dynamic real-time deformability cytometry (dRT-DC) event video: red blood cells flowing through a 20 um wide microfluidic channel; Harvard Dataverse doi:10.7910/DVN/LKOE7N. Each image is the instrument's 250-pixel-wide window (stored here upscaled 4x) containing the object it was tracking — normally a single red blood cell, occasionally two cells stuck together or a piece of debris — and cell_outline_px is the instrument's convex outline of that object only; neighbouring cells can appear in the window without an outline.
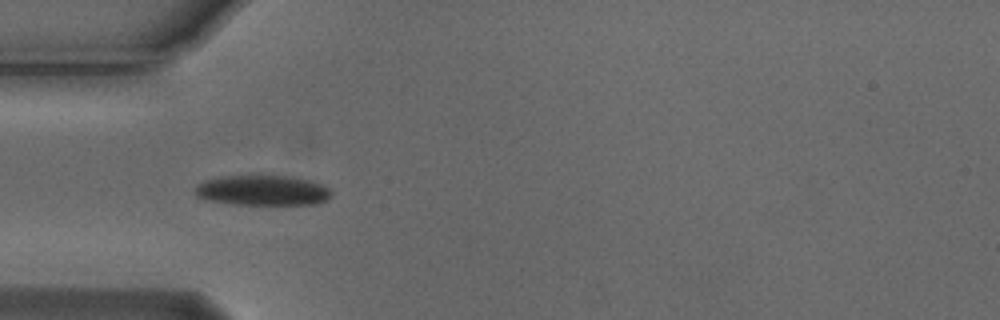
{"species": "Egyptian fruit bat (a non-hibernating species)", "species_latin": "Rousettus aegyptiacus", "temperature_condition": "cold", "stored_images_in_passage": 4, "camera_frame_rate_fps": 3000, "um_per_image_px": 0.085, "animal": {"sex": "male"}, "frame": {"image": 1, "passage_image": 3, "time_ms": 0.667, "image_size_px": [1000, 320], "cell_outline_px": [[332, 196], [328, 200], [316, 204], [236, 204], [208, 200], [196, 196], [196, 184], [204, 180], [220, 176], [292, 176], [308, 180], [320, 184], [328, 188], [332, 192]], "centroid_in_image_um": [22.33, 16.18], "position_along_channel_um": 62.7, "area_um2": 23.93}}
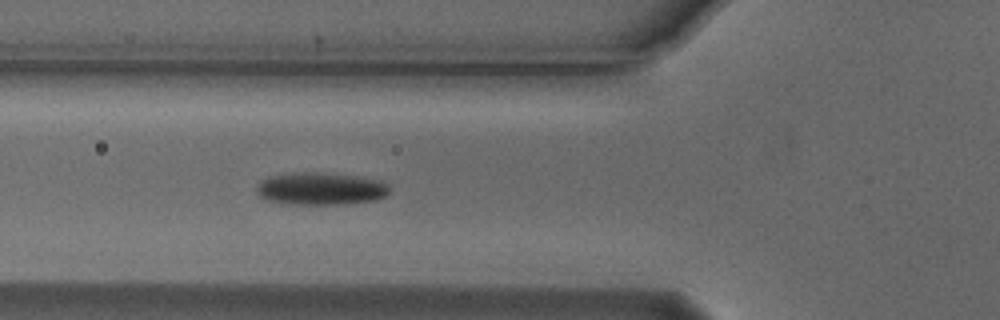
{"frame": {"image": 2, "passage_image": 4, "time_ms": 1.0, "image_size_px": [1000, 320], "cell_outline_px": [[388, 192], [384, 196], [376, 200], [348, 204], [288, 204], [264, 200], [256, 192], [256, 184], [260, 180], [268, 176], [288, 172], [308, 172], [356, 176], [380, 180], [388, 184]], "centroid_in_image_um": [27.18, 16.04], "position_along_channel_um": 98.6, "area_um2": 25.43}}